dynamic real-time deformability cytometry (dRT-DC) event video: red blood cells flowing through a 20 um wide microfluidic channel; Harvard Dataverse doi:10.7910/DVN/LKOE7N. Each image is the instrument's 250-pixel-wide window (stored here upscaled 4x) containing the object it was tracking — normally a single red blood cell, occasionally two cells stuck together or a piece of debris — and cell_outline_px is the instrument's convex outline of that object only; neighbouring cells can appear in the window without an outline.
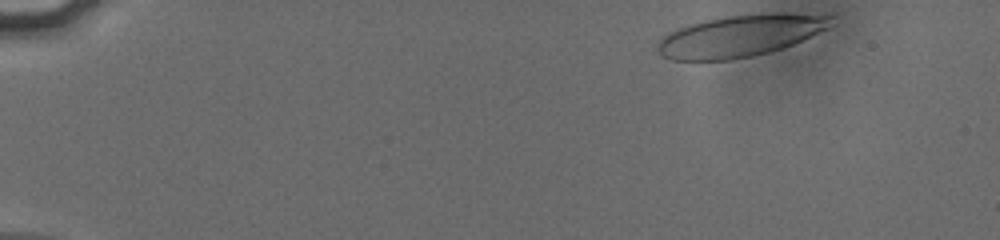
{"species": "human", "species_latin": "Homo sapiens", "temperature_condition": "cold", "stored_images_in_passage": 49, "camera_frame_rate_fps": 3000, "um_per_image_px": 0.085, "donor": {"sex": "male"}, "frame": {"image": 1, "passage_image": 1, "time_ms": 0.0, "image_size_px": [1000, 240], "cell_outline_px": [[836, 16], [828, 28], [792, 44], [768, 52], [752, 56], [732, 60], [672, 60], [664, 56], [656, 48], [660, 40], [668, 32], [676, 28], [724, 16], [760, 12], [780, 12]], "centroid_in_image_um": [62.93, 3.02], "position_along_channel_um": 22.1, "area_um2": 42.19}}
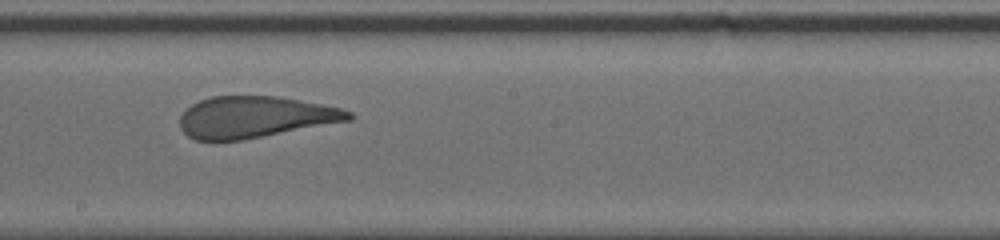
{"frame": {"image": 2, "passage_image": 27, "time_ms": 8.667, "image_size_px": [1000, 240], "cell_outline_px": [[356, 116], [352, 120], [240, 140], [196, 140], [188, 136], [180, 128], [180, 116], [192, 104], [200, 100], [212, 96], [276, 96], [320, 104], [340, 108], [352, 112]], "centroid_in_image_um": [21.68, 9.95], "position_along_channel_um": 226.5, "area_um2": 40.46}}
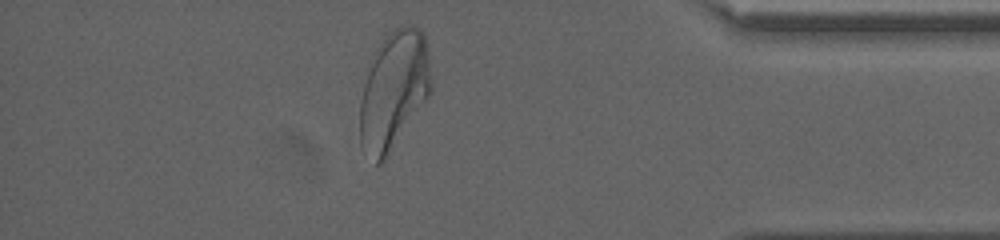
{"frame": {"image": 3, "passage_image": 43, "time_ms": 14.0, "image_size_px": [1000, 240], "cell_outline_px": [[432, 92], [384, 160], [380, 164], [376, 164], [360, 144], [360, 100], [364, 84], [376, 48], [388, 32], [400, 24], [412, 24], [420, 28], [424, 32], [428, 52], [432, 80]], "centroid_in_image_um": [33.5, 7.61], "position_along_channel_um": 401.7, "area_um2": 49.07}, "authors_computed_cell_mechanics": {"area_um2": 42.9454, "velocity_mm_per_s": 3.806, "shape_relaxation_time_tau1_ms": 5.3402, "shape_relaxation_time_tau2_ms": 0.9995, "deformation_change_tau1": 0.1848, "deformation_change_tau2": 0.0987}}